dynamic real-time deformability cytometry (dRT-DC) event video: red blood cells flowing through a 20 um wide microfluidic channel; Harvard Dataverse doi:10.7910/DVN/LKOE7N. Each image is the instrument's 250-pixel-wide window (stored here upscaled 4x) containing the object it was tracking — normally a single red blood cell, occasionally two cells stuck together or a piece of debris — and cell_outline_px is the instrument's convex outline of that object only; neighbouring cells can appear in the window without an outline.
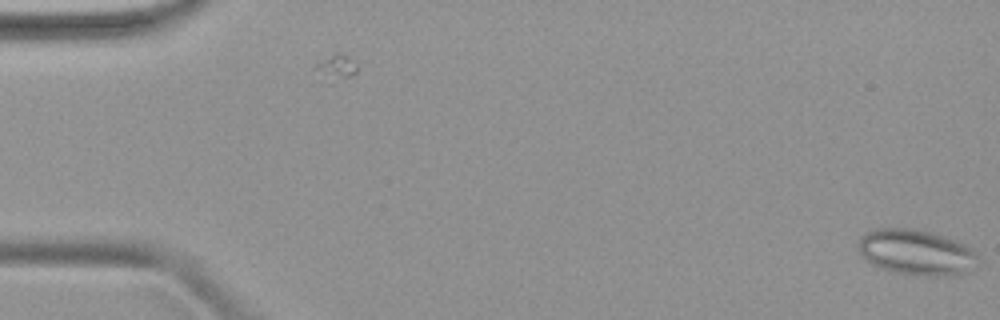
{"species": "common noctule bat (a hibernating species)", "species_latin": "Nyctalus noctula", "temperature_condition": "warm", "stored_images_in_passage": 3, "camera_frame_rate_fps": 3000, "um_per_image_px": 0.085, "animal": {"sex": "female", "body_mass_g": 19.9}, "frame": {"image": 1, "passage_image": 3, "time_ms": 0.667, "image_size_px": [1000, 320], "cell_outline_px": [[976, 268], [972, 272], [952, 276], [924, 276], [896, 272], [880, 268], [864, 260], [860, 256], [856, 244], [860, 236], [872, 228], [916, 228], [932, 232], [956, 240], [972, 248], [976, 252]], "centroid_in_image_um": [77.86, 21.44], "position_along_channel_um": 7.1, "area_um2": 32.6}}